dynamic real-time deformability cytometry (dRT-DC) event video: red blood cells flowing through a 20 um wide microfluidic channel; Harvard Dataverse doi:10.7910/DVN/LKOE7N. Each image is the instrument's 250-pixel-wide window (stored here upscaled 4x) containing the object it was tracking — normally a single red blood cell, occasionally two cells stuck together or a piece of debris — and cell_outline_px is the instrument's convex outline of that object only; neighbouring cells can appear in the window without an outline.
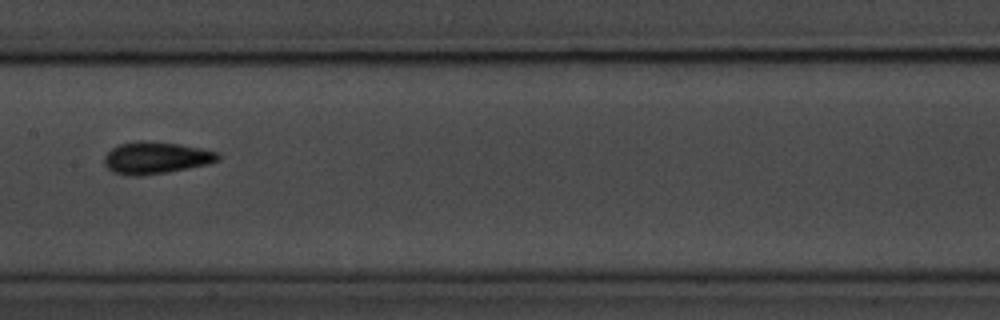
{"species": "common noctule bat (a hibernating species)", "species_latin": "Nyctalus noctula", "temperature_condition": "room temperature", "stored_images_in_passage": 9, "camera_frame_rate_fps": 3000, "um_per_image_px": 0.085, "animal": {"sex": "male", "body_mass_g": 20.1, "forearm_length_mm": 53.5}, "frame": {"image": 1, "passage_image": 8, "time_ms": 2.333, "image_size_px": [1000, 320], "cell_outline_px": [[220, 160], [208, 164], [168, 172], [136, 176], [132, 176], [112, 172], [104, 164], [104, 156], [112, 148], [120, 144], [136, 140], [148, 140], [180, 144], [220, 152]], "centroid_in_image_um": [13.26, 13.4], "position_along_channel_um": 194.1, "area_um2": 21.39}}
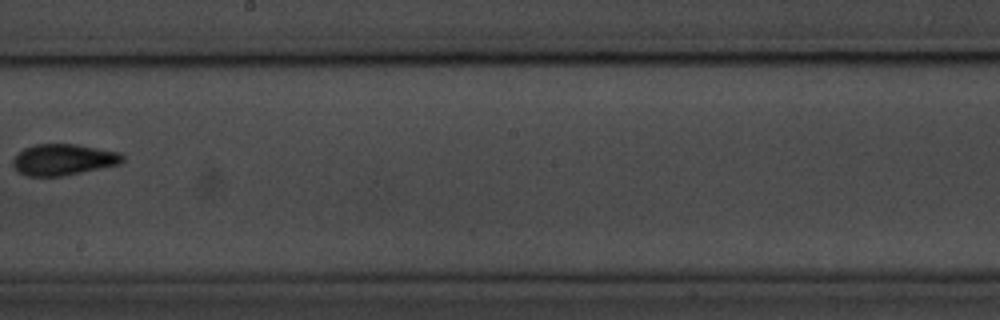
{"frame": {"image": 2, "passage_image": 9, "time_ms": 2.667, "image_size_px": [1000, 320], "cell_outline_px": [[124, 160], [120, 164], [60, 176], [28, 176], [16, 172], [12, 164], [12, 160], [24, 148], [36, 144], [76, 144], [120, 152], [124, 156]], "centroid_in_image_um": [5.37, 13.56], "position_along_channel_um": 242.8, "area_um2": 19.88}}